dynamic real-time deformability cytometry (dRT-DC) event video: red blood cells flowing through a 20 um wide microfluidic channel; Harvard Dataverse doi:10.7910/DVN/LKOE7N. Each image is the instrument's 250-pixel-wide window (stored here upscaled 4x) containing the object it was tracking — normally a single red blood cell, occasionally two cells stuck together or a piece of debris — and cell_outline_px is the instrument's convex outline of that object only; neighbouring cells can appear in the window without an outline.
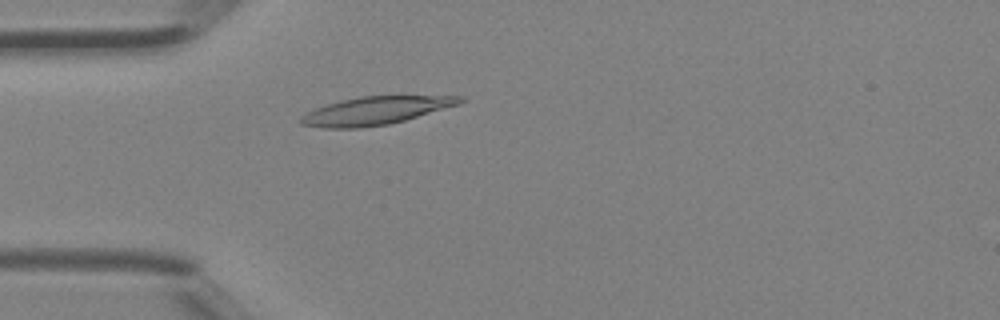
{"species": "Egyptian fruit bat (a non-hibernating species)", "species_latin": "Rousettus aegyptiacus", "temperature_condition": "room temperature", "stored_images_in_passage": 29, "camera_frame_rate_fps": 3000, "um_per_image_px": 0.085, "animal": {"sex": "female"}, "frame": {"image": 1, "passage_image": 3, "time_ms": 0.667, "image_size_px": [1000, 320], "cell_outline_px": [[464, 100], [460, 104], [404, 120], [388, 124], [360, 128], [324, 128], [300, 124], [296, 120], [304, 112], [340, 100], [360, 96], [464, 96]], "centroid_in_image_um": [31.85, 9.41], "position_along_channel_um": 53.2, "area_um2": 25.95}}
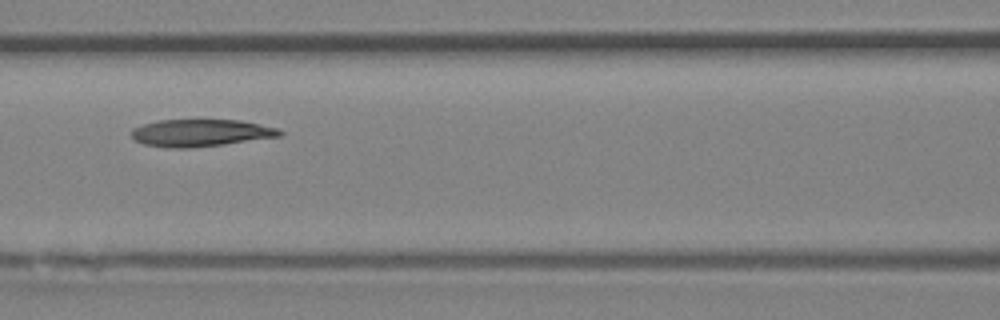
{"frame": {"image": 2, "passage_image": 10, "time_ms": 3.0, "image_size_px": [1000, 320], "cell_outline_px": [[284, 132], [280, 136], [224, 144], [188, 148], [168, 148], [144, 144], [136, 140], [132, 136], [132, 128], [144, 124], [160, 120], [240, 120], [280, 128]], "centroid_in_image_um": [17.08, 11.29], "position_along_channel_um": 149.5, "area_um2": 23.41}}
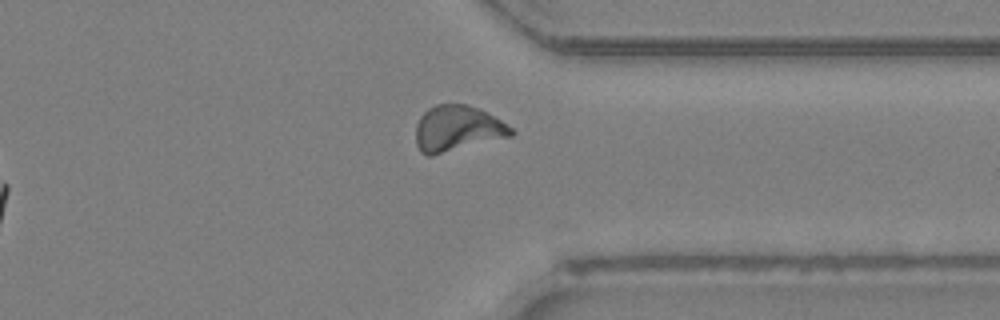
{"frame": {"image": 3, "passage_image": 25, "time_ms": 8.0, "image_size_px": [1000, 320], "cell_outline_px": [[516, 132], [512, 136], [432, 156], [428, 156], [420, 152], [416, 144], [416, 124], [420, 116], [428, 108], [436, 104], [468, 104], [488, 112], [512, 128]], "centroid_in_image_um": [38.87, 10.93], "position_along_channel_um": 372.5, "area_um2": 25.66}, "authors_computed_cell_mechanics": {"area_um2": 23.698, "velocity_mm_per_s": 4.4932, "shape_relaxation_time_tau1_ms": null, "shape_relaxation_time_tau2_ms": 5.4127, "deformation_change_tau1": null, "deformation_change_tau2": 0.1168}}